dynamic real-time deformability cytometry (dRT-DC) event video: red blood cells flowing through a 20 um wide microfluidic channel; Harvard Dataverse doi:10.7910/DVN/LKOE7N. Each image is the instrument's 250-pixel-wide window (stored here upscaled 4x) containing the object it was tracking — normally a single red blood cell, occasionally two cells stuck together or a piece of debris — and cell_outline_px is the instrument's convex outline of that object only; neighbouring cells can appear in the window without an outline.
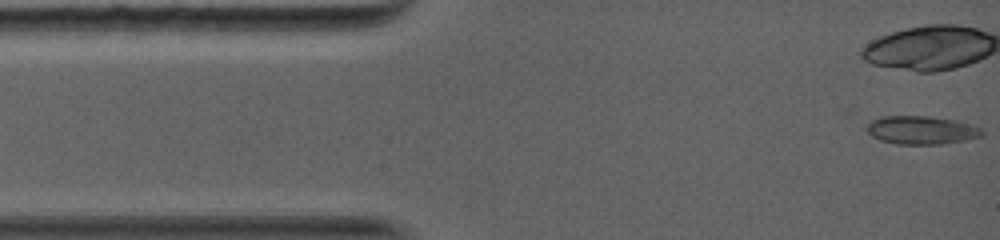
{"species": "common noctule bat (a hibernating species)", "species_latin": "Nyctalus noctula", "temperature_condition": "warm", "stored_images_in_passage": 8, "camera_frame_rate_fps": 5000, "um_per_image_px": 0.085, "animal": {"sex": "female", "body_mass_g": 19.0, "forearm_length_mm": 56.7}, "frame": {"image": 1, "passage_image": 1, "time_ms": 0.0, "image_size_px": [1000, 240], "cell_outline_px": [[984, 132], [980, 136], [964, 140], [940, 144], [896, 144], [880, 140], [872, 136], [864, 128], [872, 120], [880, 116], [928, 116], [956, 120], [972, 124], [980, 128]], "centroid_in_image_um": [78.29, 11.05], "position_along_channel_um": 6.7, "area_um2": 19.02}}